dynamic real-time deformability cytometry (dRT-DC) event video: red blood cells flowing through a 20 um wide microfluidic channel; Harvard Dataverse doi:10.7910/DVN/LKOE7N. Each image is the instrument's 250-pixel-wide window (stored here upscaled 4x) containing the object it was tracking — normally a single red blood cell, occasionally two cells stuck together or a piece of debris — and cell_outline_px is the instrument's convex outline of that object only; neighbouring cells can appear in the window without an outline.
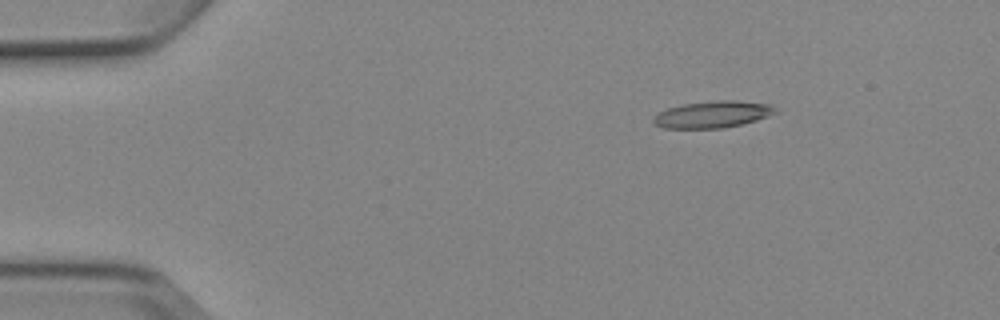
{"species": "Egyptian fruit bat (a non-hibernating species)", "species_latin": "Rousettus aegyptiacus", "temperature_condition": "cold", "stored_images_in_passage": 3, "camera_frame_rate_fps": 3000, "um_per_image_px": 0.085, "animal": {"sex": "female"}, "frame": {"image": 1, "passage_image": 1, "time_ms": 0.0, "image_size_px": [1000, 320], "cell_outline_px": [[780, 112], [756, 120], [724, 128], [664, 128], [656, 124], [652, 120], [652, 116], [668, 108], [680, 104], [716, 100], [736, 100], [772, 104]], "centroid_in_image_um": [60.6, 9.71], "position_along_channel_um": 24.4, "area_um2": 19.19}}